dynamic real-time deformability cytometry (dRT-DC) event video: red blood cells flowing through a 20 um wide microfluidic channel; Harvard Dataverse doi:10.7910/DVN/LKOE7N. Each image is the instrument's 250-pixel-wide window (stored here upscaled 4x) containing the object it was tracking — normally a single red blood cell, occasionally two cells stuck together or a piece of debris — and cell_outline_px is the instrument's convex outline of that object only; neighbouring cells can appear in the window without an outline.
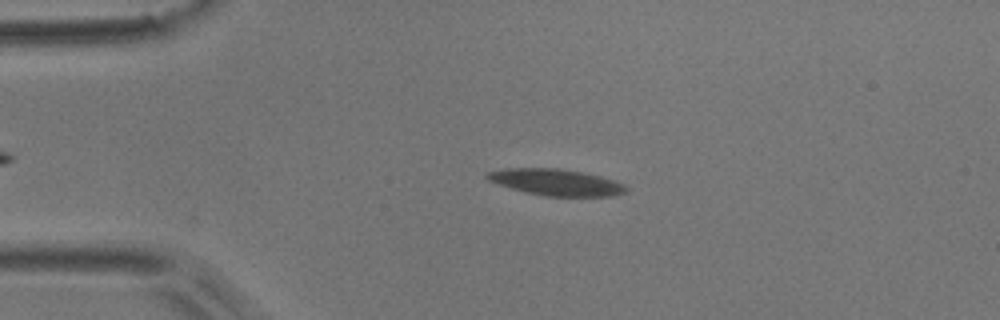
{"species": "common noctule bat (a hibernating species)", "species_latin": "Nyctalus noctula", "temperature_condition": "room temperature", "stored_images_in_passage": 4, "camera_frame_rate_fps": 3000, "um_per_image_px": 0.085, "animal": {"sex": "male", "body_mass_g": 17.9}, "frame": {"image": 1, "passage_image": 2, "time_ms": 0.333, "image_size_px": [1000, 320], "cell_outline_px": [[628, 192], [612, 196], [544, 196], [524, 192], [488, 180], [484, 176], [488, 172], [508, 168], [560, 168], [584, 172], [600, 176], [624, 184], [628, 188]], "centroid_in_image_um": [47.3, 15.49], "position_along_channel_um": 37.7, "area_um2": 21.39}}
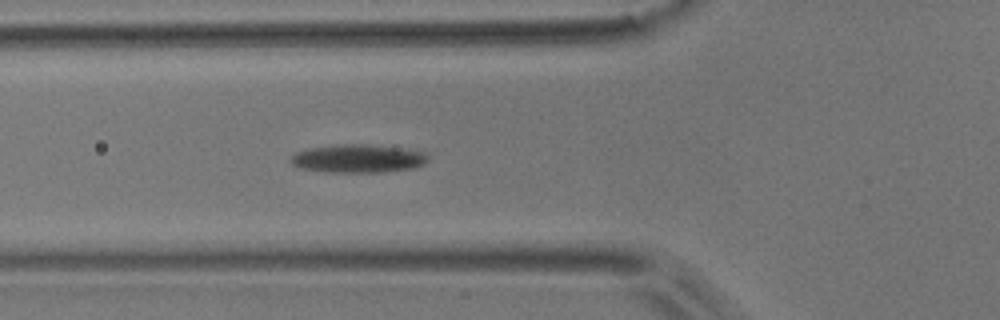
{"frame": {"image": 2, "passage_image": 4, "time_ms": 1.0, "image_size_px": [1000, 320], "cell_outline_px": [[428, 160], [424, 164], [412, 168], [380, 172], [328, 172], [300, 168], [292, 164], [292, 156], [296, 152], [308, 148], [344, 144], [364, 144], [404, 148], [424, 152], [428, 156]], "centroid_in_image_um": [30.45, 13.47], "position_along_channel_um": 95.4, "area_um2": 22.43}}